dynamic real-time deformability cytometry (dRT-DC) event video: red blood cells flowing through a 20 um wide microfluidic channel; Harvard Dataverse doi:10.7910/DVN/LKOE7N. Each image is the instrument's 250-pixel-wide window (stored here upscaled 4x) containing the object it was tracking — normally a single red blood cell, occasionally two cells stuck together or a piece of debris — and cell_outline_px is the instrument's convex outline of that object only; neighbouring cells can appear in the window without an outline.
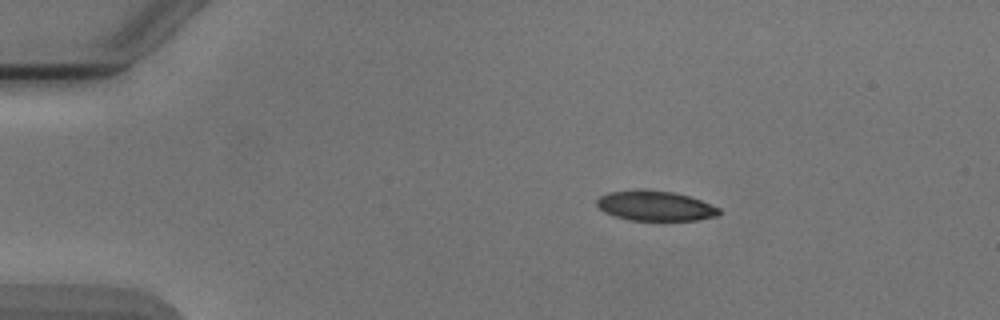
{"species": "Egyptian fruit bat (a non-hibernating species)", "species_latin": "Rousettus aegyptiacus", "temperature_condition": "cold", "stored_images_in_passage": 4, "camera_frame_rate_fps": 3000, "um_per_image_px": 0.085, "animal": {"sex": "male"}, "frame": {"image": 1, "passage_image": 2, "time_ms": 1.333, "image_size_px": [1000, 320], "cell_outline_px": [[720, 212], [716, 216], [696, 220], [628, 220], [604, 212], [596, 204], [596, 200], [600, 196], [608, 192], [644, 188], [676, 192], [700, 200], [720, 208]], "centroid_in_image_um": [55.67, 17.47], "position_along_channel_um": 29.3, "area_um2": 21.5}}